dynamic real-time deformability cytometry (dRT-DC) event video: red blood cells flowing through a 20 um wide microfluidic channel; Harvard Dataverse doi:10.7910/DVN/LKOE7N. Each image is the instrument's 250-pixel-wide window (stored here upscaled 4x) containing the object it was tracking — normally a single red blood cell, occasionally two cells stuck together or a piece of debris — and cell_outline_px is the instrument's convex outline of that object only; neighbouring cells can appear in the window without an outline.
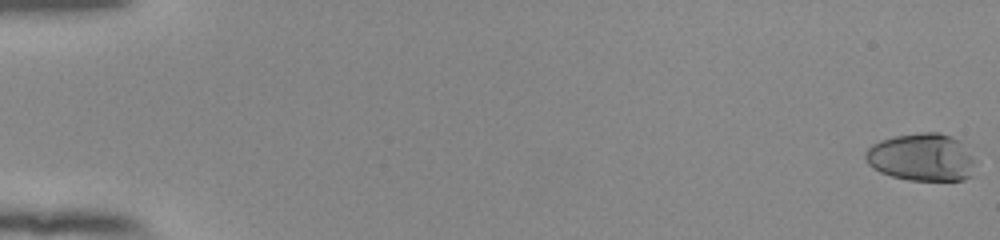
{"species": "human", "species_latin": "Homo sapiens", "temperature_condition": "room temperature", "stored_images_in_passage": 56, "camera_frame_rate_fps": 3000, "um_per_image_px": 0.085, "donor": {"sex": "female"}, "frame": {"image": 1, "passage_image": 1, "time_ms": 0.0, "image_size_px": [1000, 240], "cell_outline_px": [[972, 176], [964, 180], [908, 180], [892, 176], [880, 172], [872, 168], [868, 164], [864, 156], [864, 152], [872, 144], [880, 140], [896, 136], [920, 132], [940, 132], [952, 136], [960, 140], [972, 156]], "centroid_in_image_um": [78.31, 13.36], "position_along_channel_um": 6.7, "area_um2": 30.58}}
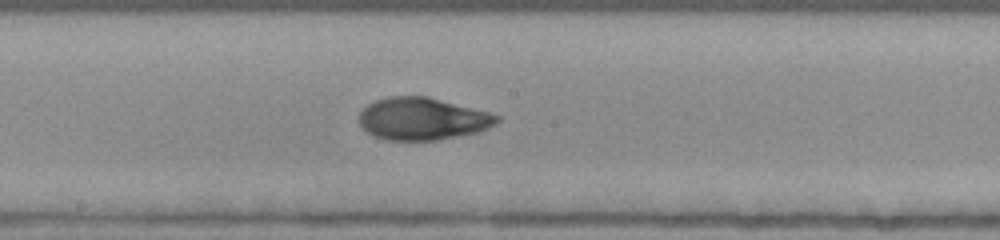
{"frame": {"image": 2, "passage_image": 32, "time_ms": 10.333, "image_size_px": [1000, 240], "cell_outline_px": [[500, 120], [496, 124], [488, 128], [476, 132], [436, 140], [388, 140], [376, 136], [368, 132], [360, 124], [360, 112], [368, 104], [376, 100], [388, 96], [428, 96], [488, 112], [500, 116]], "centroid_in_image_um": [35.92, 10.09], "position_along_channel_um": 212.3, "area_um2": 33.7}}
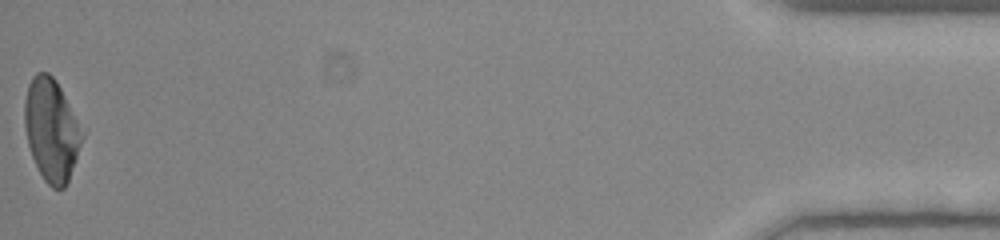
{"frame": {"image": 3, "passage_image": 56, "time_ms": 18.333, "image_size_px": [1000, 240], "cell_outline_px": [[84, 136], [76, 160], [68, 180], [64, 188], [52, 188], [44, 180], [32, 156], [28, 144], [24, 128], [24, 100], [28, 84], [32, 76], [36, 72], [48, 72], [56, 80], [84, 132]], "centroid_in_image_um": [4.36, 11.02], "position_along_channel_um": 430.8, "area_um2": 34.28}, "authors_computed_cell_mechanics": {"area_um2": 33.6685, "velocity_mm_per_s": 3.8467, "shape_relaxation_time_tau1_ms": 6.0132, "shape_relaxation_time_tau2_ms": 1.6016, "deformation_change_tau1": 0.2294, "deformation_change_tau2": 0.0551}}